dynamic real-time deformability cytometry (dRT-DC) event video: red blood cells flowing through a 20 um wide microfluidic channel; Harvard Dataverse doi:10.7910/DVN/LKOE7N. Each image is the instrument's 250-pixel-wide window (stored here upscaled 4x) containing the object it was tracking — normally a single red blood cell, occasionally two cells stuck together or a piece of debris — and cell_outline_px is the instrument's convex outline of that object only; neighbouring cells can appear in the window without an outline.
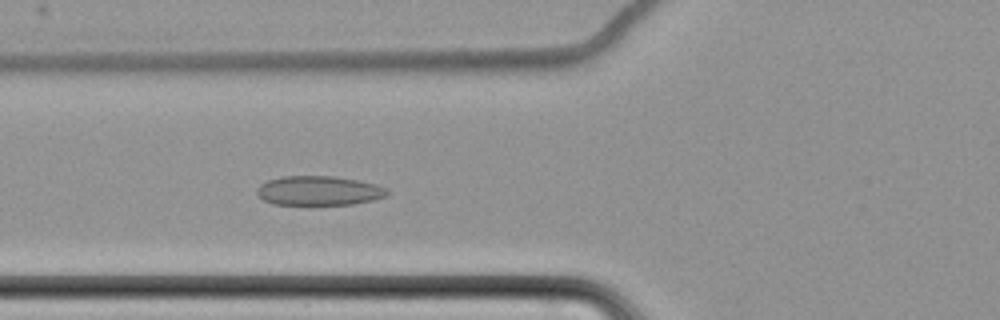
{"species": "common noctule bat (a hibernating species)", "species_latin": "Nyctalus noctula", "temperature_condition": "cold", "stored_images_in_passage": 7, "camera_frame_rate_fps": 3000, "um_per_image_px": 0.085, "animal": {"sex": "female", "body_mass_g": 22.7, "forearm_length_mm": 54.2}, "frame": {"image": 1, "passage_image": 7, "time_ms": 8.333, "image_size_px": [1000, 320], "cell_outline_px": [[388, 196], [372, 200], [352, 204], [272, 204], [264, 200], [256, 192], [256, 188], [260, 184], [268, 180], [284, 176], [332, 176], [356, 180], [376, 184], [384, 188], [388, 192]], "centroid_in_image_um": [27.08, 16.2], "position_along_channel_um": 98.7, "area_um2": 22.08}}